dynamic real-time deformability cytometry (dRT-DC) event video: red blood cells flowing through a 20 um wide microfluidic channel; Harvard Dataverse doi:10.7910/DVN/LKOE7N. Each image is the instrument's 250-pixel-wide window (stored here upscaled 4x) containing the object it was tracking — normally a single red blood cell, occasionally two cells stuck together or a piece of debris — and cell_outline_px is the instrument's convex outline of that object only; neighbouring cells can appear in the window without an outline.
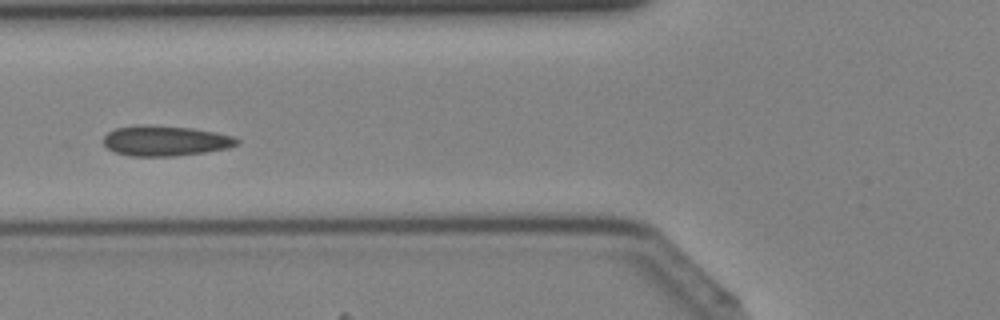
{"species": "Egyptian fruit bat (a non-hibernating species)", "species_latin": "Rousettus aegyptiacus", "temperature_condition": "cold", "stored_images_in_passage": 42, "camera_frame_rate_fps": 3000, "um_per_image_px": 0.085, "animal": {"sex": "female"}, "frame": {"image": 1, "passage_image": 16, "time_ms": 5.0, "image_size_px": [1000, 320], "cell_outline_px": [[240, 144], [228, 148], [204, 152], [172, 156], [132, 156], [116, 152], [108, 148], [104, 144], [104, 136], [108, 132], [116, 128], [136, 124], [140, 124], [192, 128], [216, 132], [232, 136], [240, 140]], "centroid_in_image_um": [14.06, 11.96], "position_along_channel_um": 111.7, "area_um2": 23.52}}
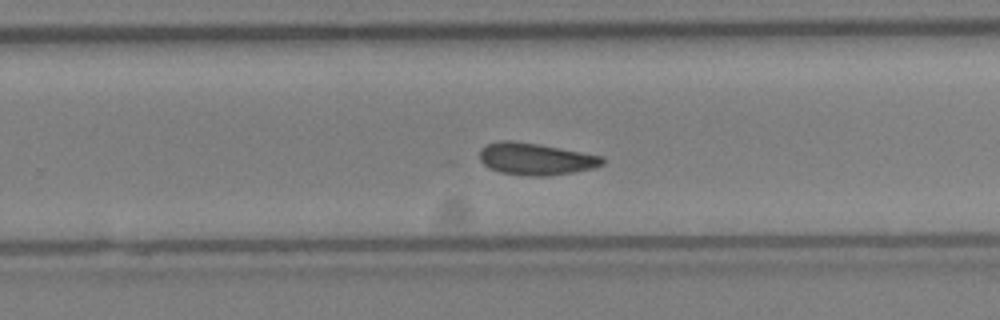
{"frame": {"image": 2, "passage_image": 27, "time_ms": 8.667, "image_size_px": [1000, 320], "cell_outline_px": [[604, 164], [592, 168], [572, 172], [548, 176], [532, 176], [500, 172], [484, 164], [480, 160], [480, 148], [484, 144], [500, 140], [512, 140], [540, 144], [604, 156]], "centroid_in_image_um": [45.53, 13.49], "position_along_channel_um": 284.3, "area_um2": 22.95}}
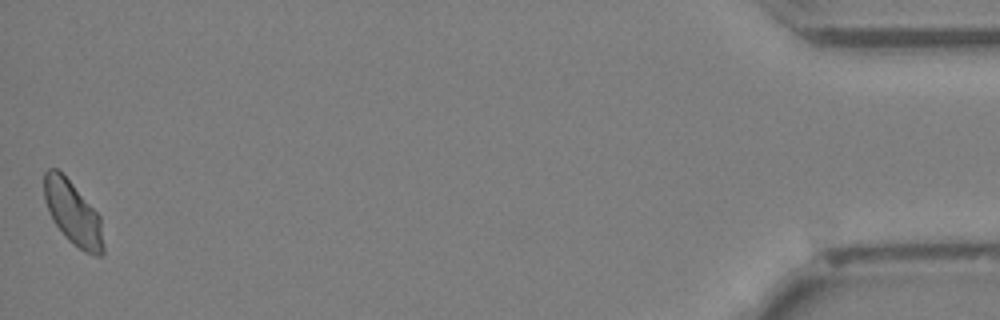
{"frame": {"image": 3, "passage_image": 42, "time_ms": 13.667, "image_size_px": [1000, 320], "cell_outline_px": [[104, 252], [100, 256], [96, 256], [84, 252], [72, 244], [64, 236], [52, 220], [48, 212], [44, 200], [44, 172], [48, 168], [56, 168], [72, 184], [100, 216], [104, 244]], "centroid_in_image_um": [6.19, 18.16], "position_along_channel_um": 429.0, "area_um2": 22.02}}